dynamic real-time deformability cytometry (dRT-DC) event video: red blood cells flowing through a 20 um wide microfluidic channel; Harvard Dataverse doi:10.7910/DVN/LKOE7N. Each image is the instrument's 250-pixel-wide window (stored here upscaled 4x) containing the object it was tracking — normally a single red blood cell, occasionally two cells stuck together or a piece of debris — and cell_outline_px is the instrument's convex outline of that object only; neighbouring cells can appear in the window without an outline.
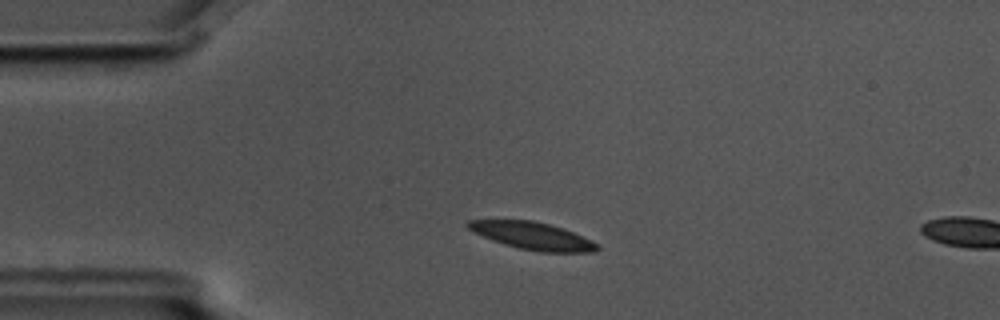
{"species": "common noctule bat (a hibernating species)", "species_latin": "Nyctalus noctula", "temperature_condition": "cold", "stored_images_in_passage": 11, "camera_frame_rate_fps": 3000, "um_per_image_px": 0.085, "animal": {"sex": "male", "body_mass_g": 17.5, "forearm_length_mm": 52.3}, "frame": {"image": 1, "passage_image": 8, "time_ms": 2.333, "image_size_px": [1000, 320], "cell_outline_px": [[600, 248], [596, 252], [540, 252], [520, 248], [504, 244], [492, 240], [468, 228], [464, 224], [468, 220], [532, 220], [564, 228], [592, 240], [600, 244]], "centroid_in_image_um": [45.32, 20.05], "position_along_channel_um": 39.7, "area_um2": 20.58}}